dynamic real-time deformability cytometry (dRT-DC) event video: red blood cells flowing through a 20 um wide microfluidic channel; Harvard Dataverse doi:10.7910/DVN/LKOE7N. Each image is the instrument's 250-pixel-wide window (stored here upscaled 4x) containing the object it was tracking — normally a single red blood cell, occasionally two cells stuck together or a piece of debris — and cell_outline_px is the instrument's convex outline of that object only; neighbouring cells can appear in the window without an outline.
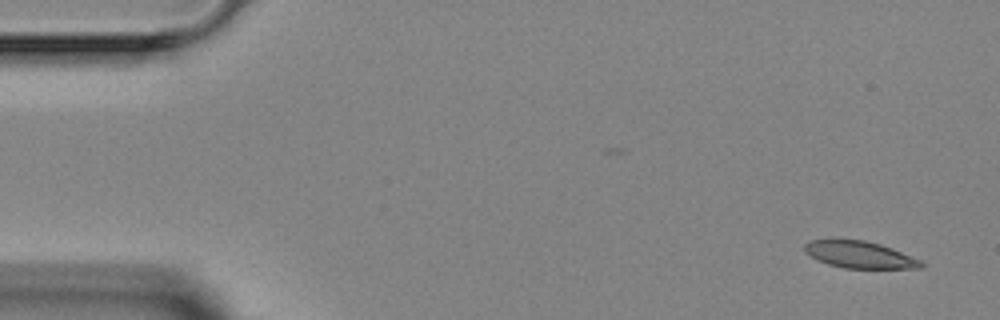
{"species": "Egyptian fruit bat (a non-hibernating species)", "species_latin": "Rousettus aegyptiacus", "temperature_condition": "room temperature", "stored_images_in_passage": 2, "camera_frame_rate_fps": 3000, "um_per_image_px": 0.085, "animal": {"sex": "female"}, "frame": {"image": 1, "passage_image": 2, "time_ms": 1.333, "image_size_px": [1000, 320], "cell_outline_px": [[924, 264], [920, 268], [844, 268], [828, 264], [804, 252], [804, 244], [808, 240], [832, 236], [864, 240], [880, 244], [892, 248], [920, 260]], "centroid_in_image_um": [72.96, 21.59], "position_along_channel_um": 12.0, "area_um2": 18.79}}